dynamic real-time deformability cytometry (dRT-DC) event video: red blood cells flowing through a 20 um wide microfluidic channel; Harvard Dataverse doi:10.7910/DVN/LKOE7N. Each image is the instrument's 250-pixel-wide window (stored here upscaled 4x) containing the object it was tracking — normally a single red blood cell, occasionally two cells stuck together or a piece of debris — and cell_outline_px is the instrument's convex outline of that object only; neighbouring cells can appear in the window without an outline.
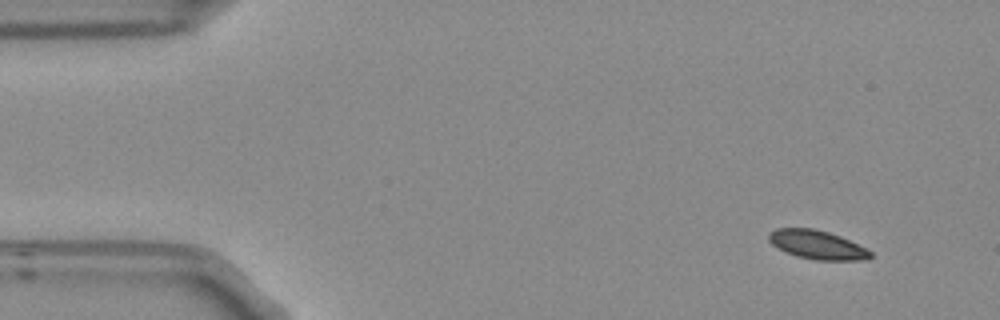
{"species": "Egyptian fruit bat (a non-hibernating species)", "species_latin": "Rousettus aegyptiacus", "temperature_condition": "room temperature", "stored_images_in_passage": 4, "camera_frame_rate_fps": 3000, "um_per_image_px": 0.085, "frame": {"image": 1, "passage_image": 1, "time_ms": 0.0, "image_size_px": [1000, 320], "cell_outline_px": [[872, 256], [868, 260], [816, 260], [796, 256], [772, 244], [768, 240], [768, 232], [776, 228], [812, 228], [828, 232], [840, 236], [872, 252]], "centroid_in_image_um": [69.44, 20.8], "position_along_channel_um": 15.6, "area_um2": 16.88}}
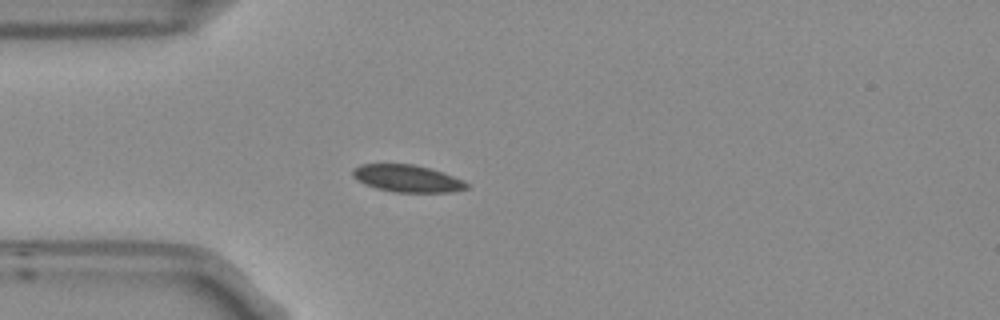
{"frame": {"image": 2, "passage_image": 4, "time_ms": 1.0, "image_size_px": [1000, 320], "cell_outline_px": [[468, 188], [452, 192], [396, 192], [376, 188], [364, 184], [356, 180], [352, 176], [352, 168], [360, 164], [412, 164], [428, 168], [464, 180], [468, 184]], "centroid_in_image_um": [34.57, 15.17], "position_along_channel_um": 50.4, "area_um2": 17.98}}